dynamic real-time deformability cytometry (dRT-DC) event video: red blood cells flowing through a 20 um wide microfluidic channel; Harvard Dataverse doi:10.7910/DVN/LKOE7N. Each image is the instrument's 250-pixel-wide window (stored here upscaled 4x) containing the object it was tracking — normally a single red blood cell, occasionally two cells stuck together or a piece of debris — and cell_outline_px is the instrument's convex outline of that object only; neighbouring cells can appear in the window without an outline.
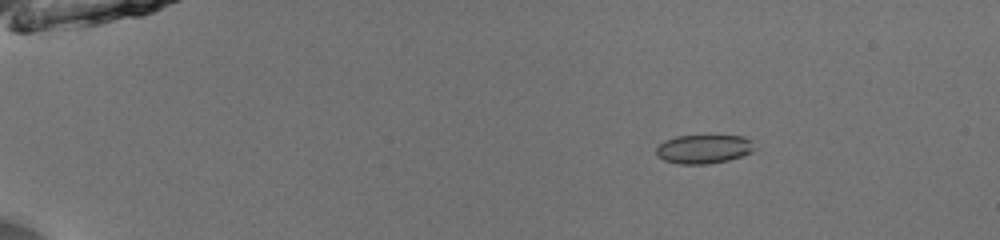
{"species": "common noctule bat (a hibernating species)", "species_latin": "Nyctalus noctula", "temperature_condition": "room temperature", "stored_images_in_passage": 44, "camera_frame_rate_fps": 3000, "um_per_image_px": 0.085, "animal": {"sex": "male", "body_mass_g": 13.0, "forearm_length_mm": 53.1}, "frame": {"image": 1, "passage_image": 1, "time_ms": 0.0, "image_size_px": [1000, 240], "cell_outline_px": [[756, 148], [752, 152], [728, 160], [708, 164], [680, 164], [664, 160], [656, 156], [656, 148], [664, 140], [676, 136], [744, 136], [752, 140]], "centroid_in_image_um": [59.82, 12.67], "position_along_channel_um": 25.2, "area_um2": 16.59}}
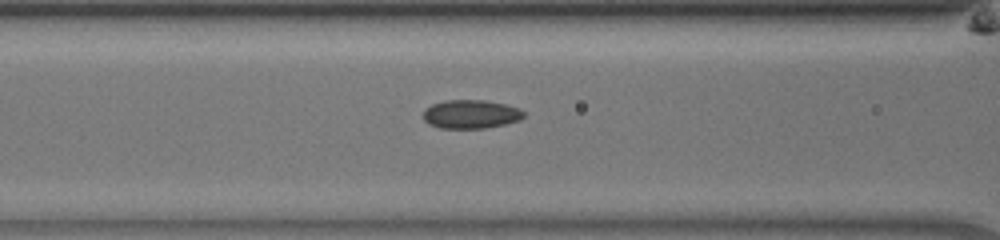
{"frame": {"image": 2, "passage_image": 16, "time_ms": 5.0, "image_size_px": [1000, 240], "cell_outline_px": [[524, 116], [520, 120], [504, 124], [484, 128], [440, 128], [428, 124], [424, 120], [424, 108], [432, 104], [444, 100], [484, 100], [504, 104], [516, 108], [524, 112]], "centroid_in_image_um": [39.98, 9.7], "position_along_channel_um": 126.6, "area_um2": 16.7}}
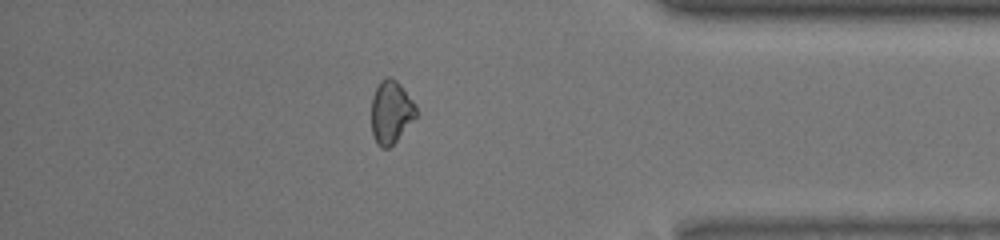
{"frame": {"image": 3, "passage_image": 38, "time_ms": 12.333, "image_size_px": [1000, 240], "cell_outline_px": [[416, 116], [396, 140], [388, 148], [380, 148], [376, 144], [372, 132], [372, 96], [380, 80], [388, 76], [392, 76], [400, 84], [416, 104]], "centroid_in_image_um": [33.22, 9.5], "position_along_channel_um": 402.0, "area_um2": 16.3}, "authors_computed_cell_mechanics": {"area_um2": 16.473, "velocity_mm_per_s": 3.9975, "shape_relaxation_time_tau1_ms": null, "shape_relaxation_time_tau2_ms": 2.1477, "deformation_change_tau1": null, "deformation_change_tau2": 0.0746}}